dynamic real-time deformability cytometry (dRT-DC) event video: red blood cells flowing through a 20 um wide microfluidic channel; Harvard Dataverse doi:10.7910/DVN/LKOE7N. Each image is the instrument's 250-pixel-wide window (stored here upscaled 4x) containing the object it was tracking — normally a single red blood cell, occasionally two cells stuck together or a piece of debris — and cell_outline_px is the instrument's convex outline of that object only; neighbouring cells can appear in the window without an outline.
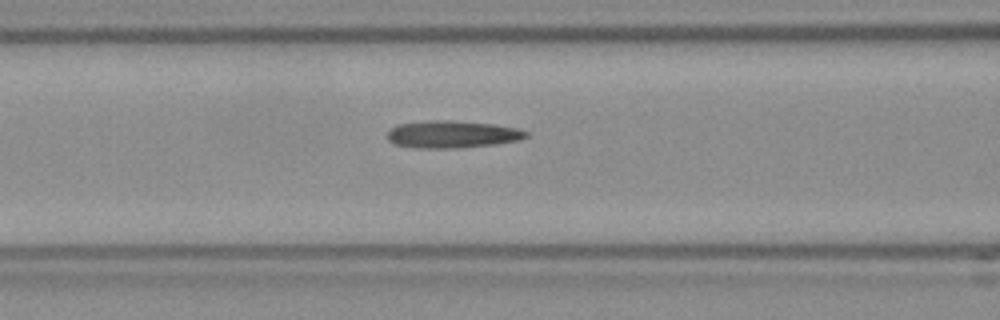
{"species": "Egyptian fruit bat (a non-hibernating species)", "species_latin": "Rousettus aegyptiacus", "temperature_condition": "room temperature", "stored_images_in_passage": 37, "camera_frame_rate_fps": 3000, "um_per_image_px": 0.085, "frame": {"image": 1, "passage_image": 16, "time_ms": 5.0, "image_size_px": [1000, 320], "cell_outline_px": [[528, 136], [520, 140], [496, 144], [456, 148], [420, 148], [396, 144], [388, 140], [388, 132], [392, 128], [400, 124], [428, 120], [448, 120], [492, 124], [516, 128], [528, 132]], "centroid_in_image_um": [38.46, 11.42], "position_along_channel_um": 128.1, "area_um2": 21.85}}